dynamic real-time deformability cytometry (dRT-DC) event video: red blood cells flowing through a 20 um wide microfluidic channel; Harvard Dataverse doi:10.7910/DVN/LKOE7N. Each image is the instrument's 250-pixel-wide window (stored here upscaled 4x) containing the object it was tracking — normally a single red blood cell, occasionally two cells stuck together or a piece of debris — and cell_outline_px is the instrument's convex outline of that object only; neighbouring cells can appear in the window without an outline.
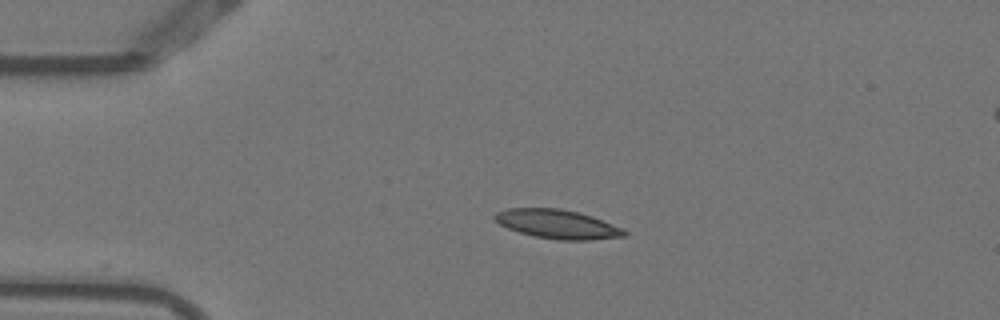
{"species": "Egyptian fruit bat (a non-hibernating species)", "species_latin": "Rousettus aegyptiacus", "temperature_condition": "warm", "stored_images_in_passage": 5, "segment_of_instrument_passage": [1, 2], "camera_frame_rate_fps": 3000, "um_per_image_px": 0.085, "animal": {"sex": "female"}, "frame": {"image": 1, "passage_image": 3, "time_ms": 0.667, "image_size_px": [1000, 320], "cell_outline_px": [[628, 236], [592, 240], [556, 240], [536, 236], [520, 232], [508, 228], [500, 224], [492, 216], [496, 212], [508, 208], [560, 208], [592, 216], [624, 228], [628, 232]], "centroid_in_image_um": [47.43, 19.05], "position_along_channel_um": 37.6, "area_um2": 21.96}}